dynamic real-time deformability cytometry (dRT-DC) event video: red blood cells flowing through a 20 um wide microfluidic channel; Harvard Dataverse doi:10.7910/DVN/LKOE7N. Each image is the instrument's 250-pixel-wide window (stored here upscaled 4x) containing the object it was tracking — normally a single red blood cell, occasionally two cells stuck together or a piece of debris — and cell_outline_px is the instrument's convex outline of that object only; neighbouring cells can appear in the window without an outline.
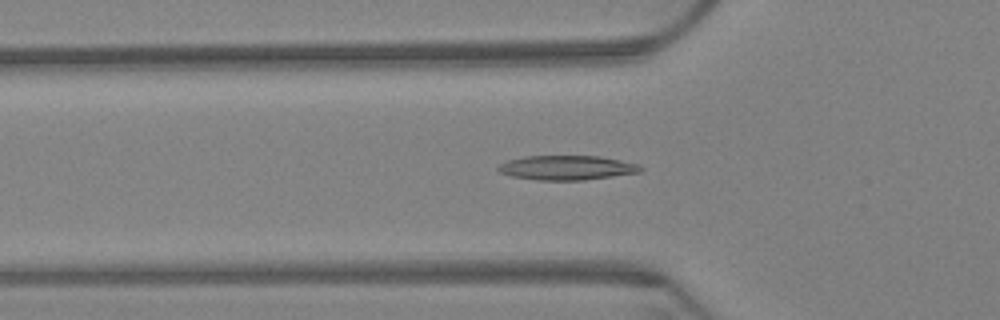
{"species": "Egyptian fruit bat (a non-hibernating species)", "species_latin": "Rousettus aegyptiacus", "temperature_condition": "warm", "stored_images_in_passage": 63, "camera_frame_rate_fps": 3000, "um_per_image_px": 0.085, "animal": {"sex": "female"}, "frame": {"image": 1, "passage_image": 22, "time_ms": 7.0, "image_size_px": [1000, 320], "cell_outline_px": [[644, 168], [640, 172], [584, 180], [540, 180], [512, 176], [500, 172], [496, 168], [500, 164], [508, 160], [524, 156], [600, 156], [640, 164]], "centroid_in_image_um": [48.2, 14.25], "position_along_channel_um": 77.6, "area_um2": 20.23}}
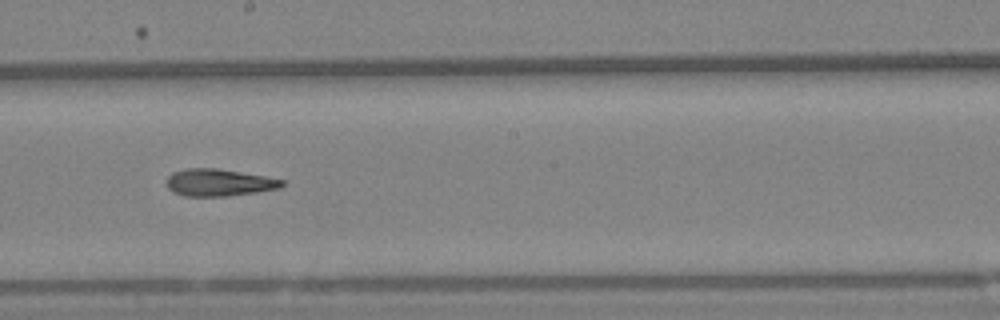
{"frame": {"image": 2, "passage_image": 36, "time_ms": 11.667, "image_size_px": [1000, 320], "cell_outline_px": [[284, 184], [280, 188], [256, 192], [228, 196], [184, 196], [168, 188], [168, 176], [172, 172], [188, 168], [216, 168], [264, 176], [284, 180]], "centroid_in_image_um": [18.62, 15.51], "position_along_channel_um": 229.6, "area_um2": 18.03}}
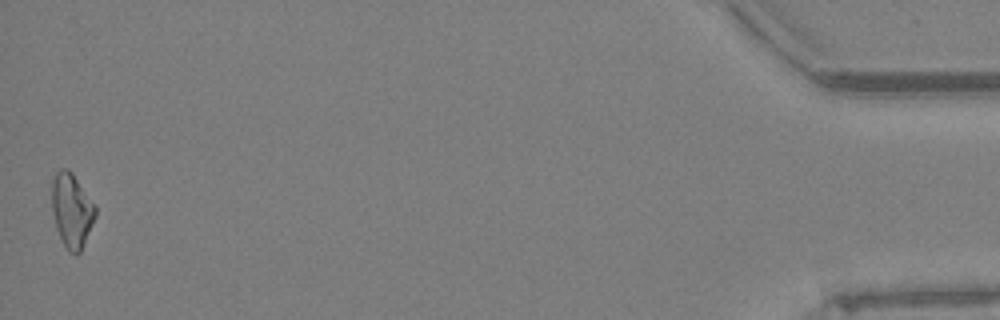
{"frame": {"image": 3, "passage_image": 63, "time_ms": 20.667, "image_size_px": [1000, 320], "cell_outline_px": [[96, 216], [80, 252], [76, 256], [68, 252], [56, 228], [52, 212], [52, 180], [56, 172], [60, 168], [68, 168], [72, 172], [96, 204]], "centroid_in_image_um": [6.11, 17.86], "position_along_channel_um": 429.1, "area_um2": 19.02}, "authors_computed_cell_mechanics": {"area_um2": 18.6116, "velocity_mm_per_s": 3.2632, "shape_relaxation_time_tau1_ms": null, "shape_relaxation_time_tau2_ms": 5.9203, "deformation_change_tau1": null, "deformation_change_tau2": 0.1559}}